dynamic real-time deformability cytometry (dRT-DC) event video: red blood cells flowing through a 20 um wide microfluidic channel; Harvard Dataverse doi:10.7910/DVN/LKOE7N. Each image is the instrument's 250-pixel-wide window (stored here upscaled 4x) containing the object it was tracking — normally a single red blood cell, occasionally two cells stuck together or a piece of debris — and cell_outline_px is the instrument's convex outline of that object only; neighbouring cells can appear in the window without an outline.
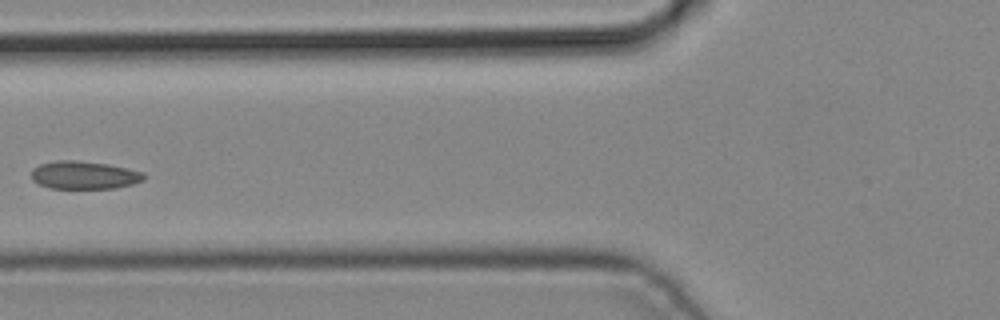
{"species": "common noctule bat (a hibernating species)", "species_latin": "Nyctalus noctula", "temperature_condition": "cold", "stored_images_in_passage": 2, "camera_frame_rate_fps": 3000, "um_per_image_px": 0.085, "animal": {"sex": "male", "body_mass_g": 19.2, "forearm_length_mm": 51.8}, "frame": {"image": 1, "passage_image": 2, "time_ms": 0.333, "image_size_px": [1000, 320], "cell_outline_px": [[144, 180], [132, 184], [116, 188], [48, 188], [32, 180], [32, 168], [40, 164], [56, 160], [76, 160], [108, 164], [128, 168], [144, 172]], "centroid_in_image_um": [7.15, 14.88], "position_along_channel_um": 118.6, "area_um2": 18.38}}